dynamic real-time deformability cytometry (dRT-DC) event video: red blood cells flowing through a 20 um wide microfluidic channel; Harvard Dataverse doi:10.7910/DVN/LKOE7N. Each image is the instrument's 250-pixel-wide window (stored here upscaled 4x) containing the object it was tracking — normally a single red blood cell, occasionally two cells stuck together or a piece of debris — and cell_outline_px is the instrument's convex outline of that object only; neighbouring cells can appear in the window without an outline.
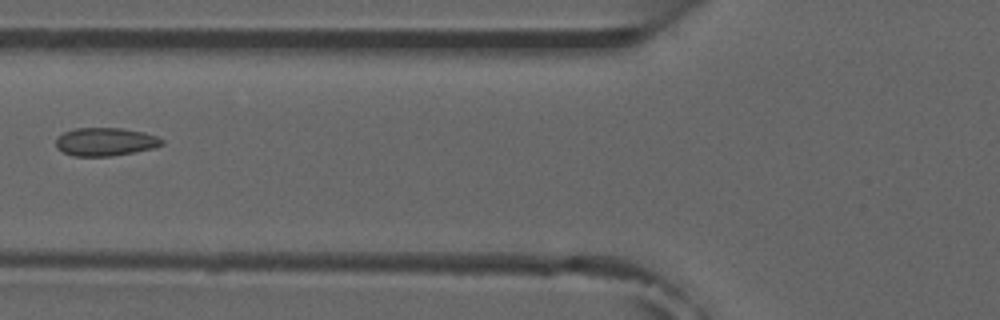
{"species": "common noctule bat (a hibernating species)", "species_latin": "Nyctalus noctula", "temperature_condition": "room temperature", "stored_images_in_passage": 8, "camera_frame_rate_fps": 3000, "um_per_image_px": 0.085, "animal": {"sex": "male", "forearm_length_mm": 52.5}, "frame": {"image": 1, "passage_image": 6, "time_ms": 6.667, "image_size_px": [1000, 320], "cell_outline_px": [[164, 144], [152, 148], [112, 156], [72, 156], [56, 148], [56, 140], [64, 132], [76, 128], [120, 128], [144, 132], [156, 136], [164, 140]], "centroid_in_image_um": [8.95, 12.05], "position_along_channel_um": 116.8, "area_um2": 17.28}}
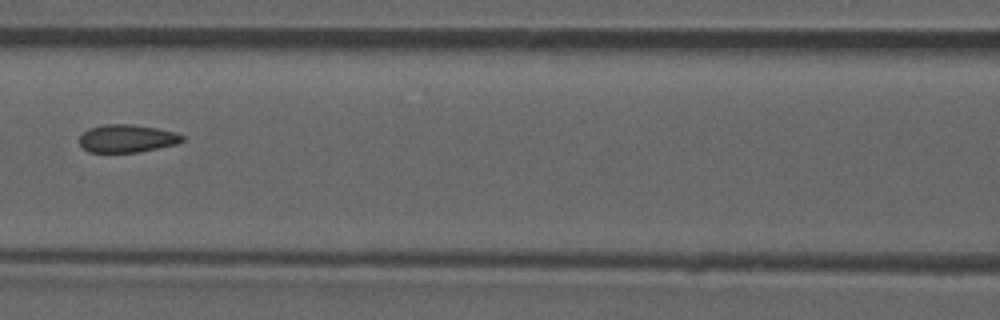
{"frame": {"image": 2, "passage_image": 7, "time_ms": 7.667, "image_size_px": [1000, 320], "cell_outline_px": [[184, 140], [176, 144], [140, 152], [88, 152], [80, 144], [80, 136], [88, 128], [104, 124], [132, 124], [156, 128], [176, 132], [184, 136]], "centroid_in_image_um": [10.8, 11.76], "position_along_channel_um": 155.8, "area_um2": 16.7}}